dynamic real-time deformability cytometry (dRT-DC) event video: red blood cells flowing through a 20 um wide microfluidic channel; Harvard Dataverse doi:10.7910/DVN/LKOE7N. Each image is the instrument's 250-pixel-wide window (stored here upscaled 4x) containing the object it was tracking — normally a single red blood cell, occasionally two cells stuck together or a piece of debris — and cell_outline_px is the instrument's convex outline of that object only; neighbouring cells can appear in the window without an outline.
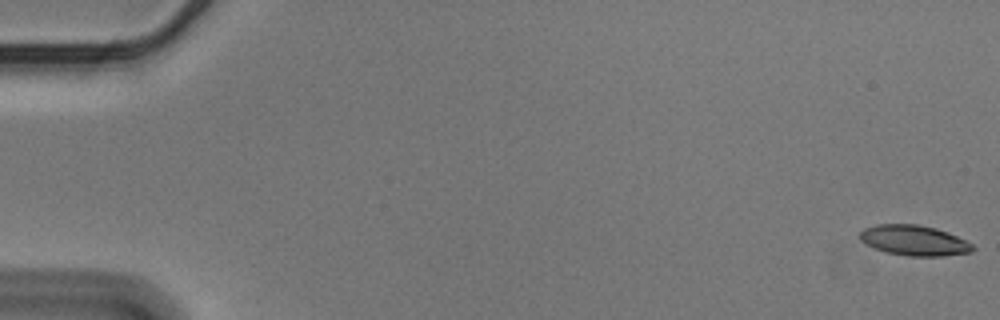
{"species": "Egyptian fruit bat (a non-hibernating species)", "species_latin": "Rousettus aegyptiacus", "temperature_condition": "cold", "stored_images_in_passage": 57, "camera_frame_rate_fps": 3000, "um_per_image_px": 0.085, "animal": {"sex": "male"}, "frame": {"image": 1, "passage_image": 1, "time_ms": 0.0, "image_size_px": [1000, 320], "cell_outline_px": [[976, 248], [972, 252], [944, 256], [908, 256], [884, 252], [860, 240], [860, 232], [864, 228], [876, 224], [920, 224], [936, 228], [948, 232], [972, 244]], "centroid_in_image_um": [77.72, 20.43], "position_along_channel_um": 7.3, "area_um2": 20.0}}
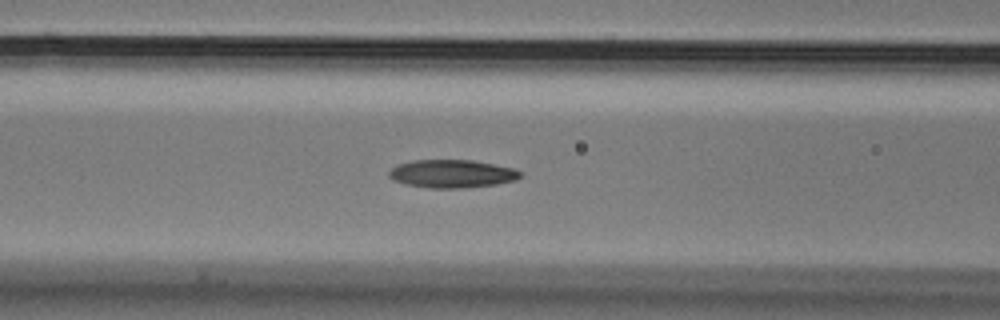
{"frame": {"image": 2, "passage_image": 24, "time_ms": 7.667, "image_size_px": [1000, 320], "cell_outline_px": [[524, 172], [516, 180], [496, 184], [464, 188], [428, 188], [404, 184], [392, 180], [388, 176], [388, 172], [396, 164], [412, 160], [472, 160], [512, 168]], "centroid_in_image_um": [38.37, 14.77], "position_along_channel_um": 128.2, "area_um2": 21.62}}
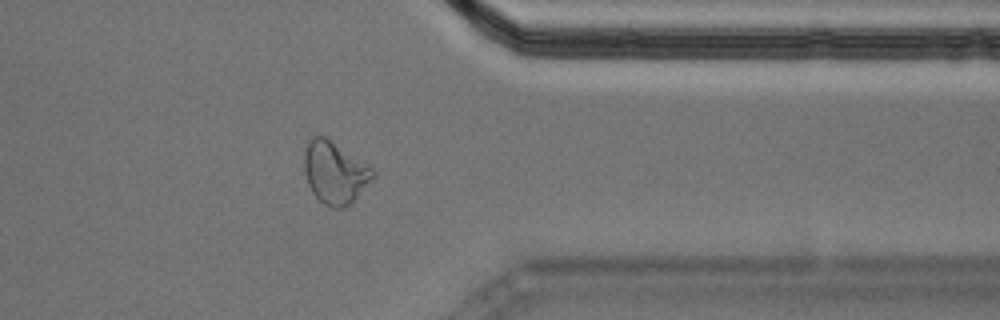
{"frame": {"image": 3, "passage_image": 46, "time_ms": 15.0, "image_size_px": [1000, 320], "cell_outline_px": [[376, 172], [356, 196], [344, 208], [332, 208], [324, 204], [312, 192], [308, 184], [304, 172], [304, 152], [308, 140], [312, 136], [324, 136], [372, 168]], "centroid_in_image_um": [28.39, 14.66], "position_along_channel_um": 383.0, "area_um2": 24.16}, "authors_computed_cell_mechanics": {"area_um2": 21.2704, "velocity_mm_per_s": 3.5763, "shape_relaxation_time_tau1_ms": 7.9656, "shape_relaxation_time_tau2_ms": 3.971, "deformation_change_tau1": 0.1851, "deformation_change_tau2": 0.1153}}